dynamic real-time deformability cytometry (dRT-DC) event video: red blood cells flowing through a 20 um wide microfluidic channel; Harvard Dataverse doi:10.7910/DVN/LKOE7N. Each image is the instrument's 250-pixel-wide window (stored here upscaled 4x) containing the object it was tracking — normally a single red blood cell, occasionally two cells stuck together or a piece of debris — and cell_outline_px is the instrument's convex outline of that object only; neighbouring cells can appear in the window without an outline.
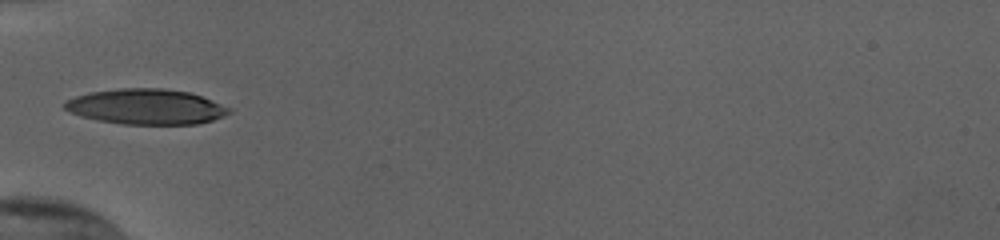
{"species": "human", "species_latin": "Homo sapiens", "temperature_condition": "cold", "stored_images_in_passage": 22, "camera_frame_rate_fps": 3000, "um_per_image_px": 0.085, "donor": {"sex": "female"}, "frame": {"image": 1, "passage_image": 1, "time_ms": 0.0, "image_size_px": [1000, 240], "cell_outline_px": [[232, 112], [224, 116], [212, 120], [196, 124], [124, 124], [100, 120], [80, 116], [64, 108], [64, 100], [88, 92], [120, 88], [164, 88], [188, 92], [212, 100], [232, 108]], "centroid_in_image_um": [12.43, 9.06], "position_along_channel_um": 72.6, "area_um2": 33.87}}
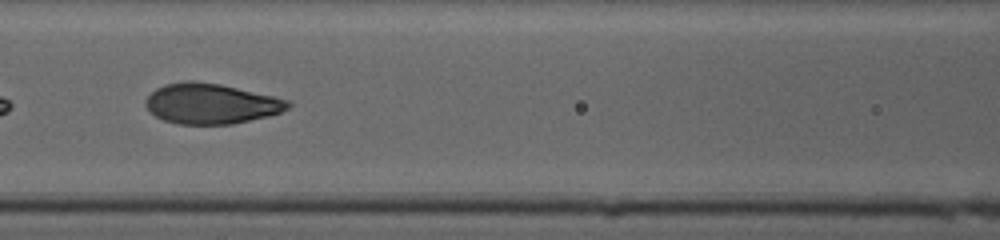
{"frame": {"image": 2, "passage_image": 7, "time_ms": 2.0, "image_size_px": [1000, 240], "cell_outline_px": [[292, 104], [288, 108], [280, 112], [268, 116], [232, 124], [176, 124], [164, 120], [148, 112], [144, 104], [144, 100], [156, 88], [168, 84], [220, 84], [272, 96], [288, 100]], "centroid_in_image_um": [17.93, 8.86], "position_along_channel_um": 148.7, "area_um2": 32.54}}
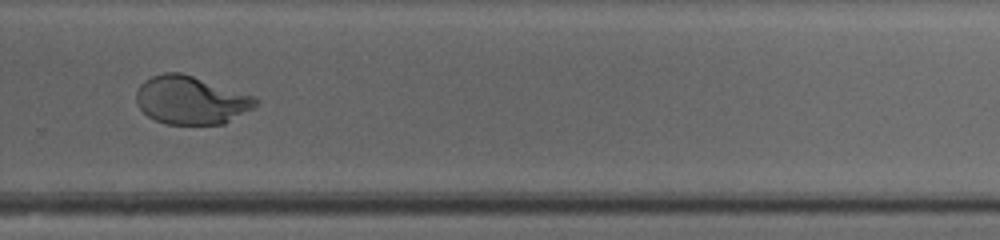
{"frame": {"image": 3, "passage_image": 20, "time_ms": 6.333, "image_size_px": [1000, 240], "cell_outline_px": [[260, 100], [252, 108], [224, 124], [168, 124], [156, 120], [148, 116], [136, 104], [136, 92], [140, 84], [144, 80], [152, 76], [164, 72], [180, 72], [256, 96]], "centroid_in_image_um": [16.22, 8.5], "position_along_channel_um": 313.6, "area_um2": 33.47}}